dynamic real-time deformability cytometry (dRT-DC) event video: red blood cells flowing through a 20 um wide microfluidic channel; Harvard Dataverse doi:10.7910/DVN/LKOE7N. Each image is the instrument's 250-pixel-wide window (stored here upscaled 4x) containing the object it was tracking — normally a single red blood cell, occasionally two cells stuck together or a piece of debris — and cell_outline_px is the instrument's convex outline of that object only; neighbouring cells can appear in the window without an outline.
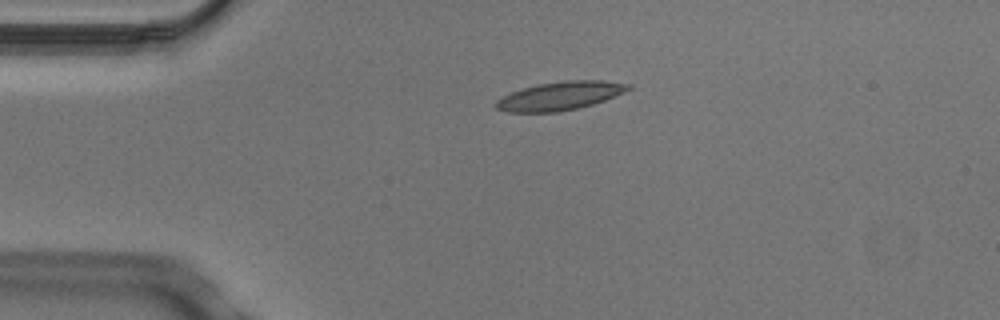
{"species": "Egyptian fruit bat (a non-hibernating species)", "species_latin": "Rousettus aegyptiacus", "temperature_condition": "cold", "stored_images_in_passage": 3, "camera_frame_rate_fps": 3000, "um_per_image_px": 0.085, "animal": {"sex": "male"}, "frame": {"image": 1, "passage_image": 1, "time_ms": 0.0, "image_size_px": [1000, 320], "cell_outline_px": [[632, 88], [624, 92], [604, 100], [592, 104], [576, 108], [556, 112], [508, 112], [496, 108], [492, 104], [496, 100], [512, 92], [524, 88], [540, 84], [564, 80], [604, 80], [632, 84]], "centroid_in_image_um": [47.61, 8.14], "position_along_channel_um": 37.4, "area_um2": 21.79}}